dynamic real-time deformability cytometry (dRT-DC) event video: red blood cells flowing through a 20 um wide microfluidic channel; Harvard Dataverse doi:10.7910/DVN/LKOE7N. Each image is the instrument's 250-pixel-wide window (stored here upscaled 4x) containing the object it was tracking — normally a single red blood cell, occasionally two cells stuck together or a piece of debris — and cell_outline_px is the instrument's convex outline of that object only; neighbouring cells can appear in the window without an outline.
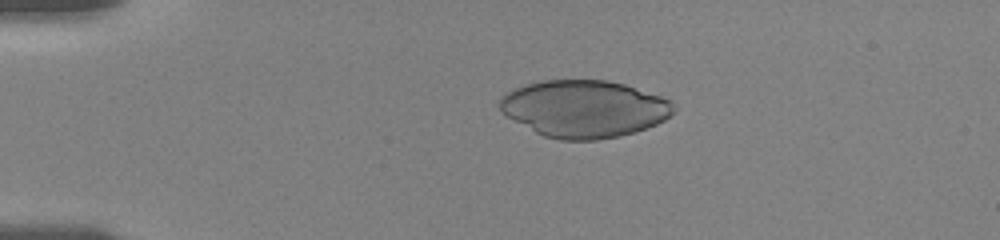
{"species": "human", "species_latin": "Homo sapiens", "temperature_condition": "room temperature", "stored_images_in_passage": 55, "camera_frame_rate_fps": 3000, "um_per_image_px": 0.085, "donor": {"sex": "female"}, "frame": {"image": 1, "passage_image": 12, "time_ms": 3.667, "image_size_px": [1000, 240], "cell_outline_px": [[676, 112], [664, 120], [656, 124], [636, 132], [620, 136], [596, 140], [560, 140], [544, 136], [536, 132], [508, 116], [500, 108], [500, 100], [508, 92], [524, 84], [540, 80], [608, 80], [624, 84], [660, 96], [668, 100], [676, 108]], "centroid_in_image_um": [49.69, 9.24], "position_along_channel_um": 35.3, "area_um2": 57.63}}